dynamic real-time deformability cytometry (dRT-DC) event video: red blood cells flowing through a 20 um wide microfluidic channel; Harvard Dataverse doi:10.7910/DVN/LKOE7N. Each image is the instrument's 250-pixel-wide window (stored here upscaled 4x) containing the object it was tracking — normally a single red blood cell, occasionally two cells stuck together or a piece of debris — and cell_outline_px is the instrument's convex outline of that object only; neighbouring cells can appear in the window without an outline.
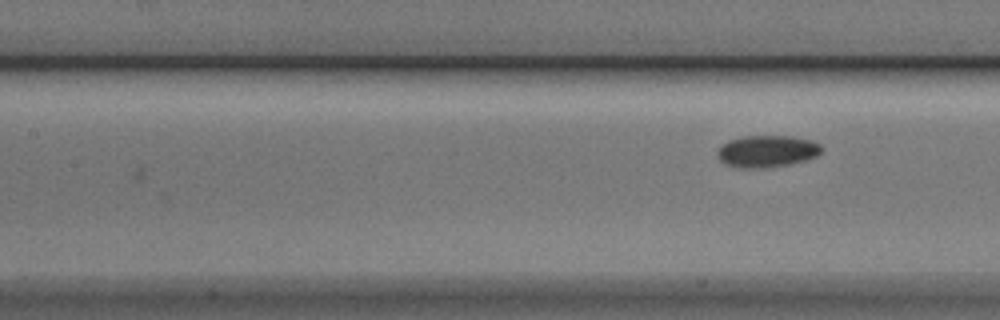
{"species": "Egyptian fruit bat (a non-hibernating species)", "species_latin": "Rousettus aegyptiacus", "temperature_condition": "cold", "stored_images_in_passage": 6, "camera_frame_rate_fps": 3000, "um_per_image_px": 0.085, "animal": {"sex": "male"}, "frame": {"image": 1, "passage_image": 6, "time_ms": 1.667, "image_size_px": [1000, 320], "cell_outline_px": [[824, 148], [816, 156], [804, 160], [788, 164], [760, 168], [736, 168], [724, 164], [716, 156], [716, 152], [720, 144], [728, 140], [744, 136], [792, 136], [812, 140], [820, 144]], "centroid_in_image_um": [65.14, 12.85], "position_along_channel_um": 142.3, "area_um2": 19.59}}